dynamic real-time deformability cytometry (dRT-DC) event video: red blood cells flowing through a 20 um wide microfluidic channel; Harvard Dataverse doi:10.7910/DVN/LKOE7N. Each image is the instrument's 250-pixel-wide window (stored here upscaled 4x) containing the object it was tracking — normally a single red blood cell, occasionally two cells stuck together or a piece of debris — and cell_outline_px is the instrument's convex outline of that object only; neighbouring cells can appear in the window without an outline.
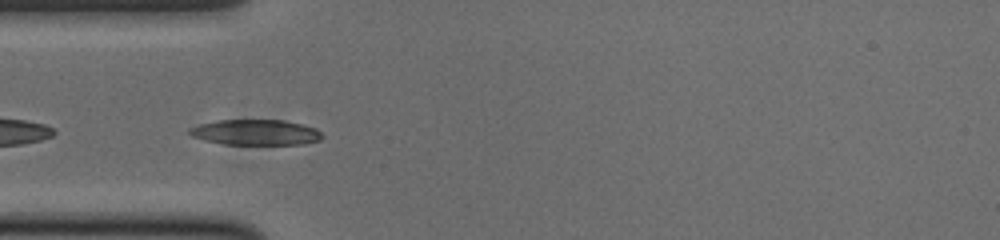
{"species": "common noctule bat (a hibernating species)", "species_latin": "Nyctalus noctula", "temperature_condition": "cold", "stored_images_in_passage": 40, "camera_frame_rate_fps": 3000, "um_per_image_px": 0.085, "animal": {"sex": "male", "body_mass_g": 20.0, "forearm_length_mm": 53.3}, "frame": {"image": 1, "passage_image": 2, "time_ms": 0.333, "image_size_px": [1000, 240], "cell_outline_px": [[324, 136], [320, 140], [304, 144], [224, 144], [204, 140], [192, 136], [188, 132], [188, 128], [200, 124], [216, 120], [284, 120], [304, 124], [316, 128]], "centroid_in_image_um": [21.75, 11.24], "position_along_channel_um": 63.3, "area_um2": 19.83}}
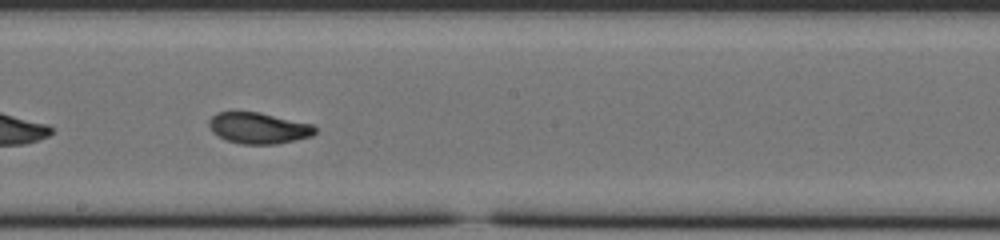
{"frame": {"image": 2, "passage_image": 15, "time_ms": 4.667, "image_size_px": [1000, 240], "cell_outline_px": [[316, 132], [312, 136], [276, 144], [240, 144], [224, 140], [212, 132], [208, 124], [208, 120], [216, 112], [260, 112], [312, 124], [316, 128]], "centroid_in_image_um": [21.94, 10.89], "position_along_channel_um": 226.3, "area_um2": 19.36}}
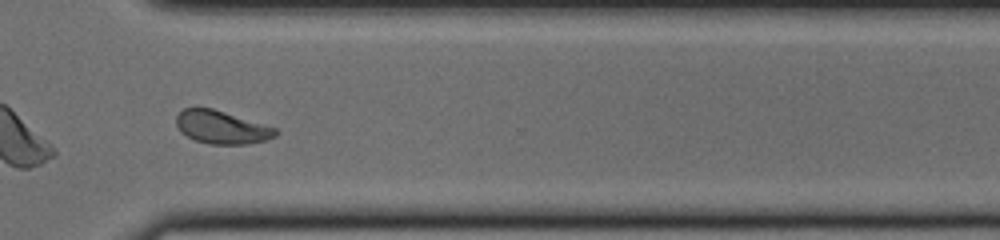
{"frame": {"image": 3, "passage_image": 25, "time_ms": 8.0, "image_size_px": [1000, 240], "cell_outline_px": [[276, 136], [268, 140], [248, 144], [208, 144], [196, 140], [180, 132], [176, 124], [176, 116], [184, 108], [212, 108], [276, 128]], "centroid_in_image_um": [18.83, 10.83], "position_along_channel_um": 351.8, "area_um2": 18.96}, "authors_computed_cell_mechanics": {"area_um2": 19.6809, "velocity_mm_per_s": 3.7573, "shape_relaxation_time_tau1_ms": 3.5787, "shape_relaxation_time_tau2_ms": 0.9593, "deformation_change_tau1": 0.1617, "deformation_change_tau2": 0.0568}}